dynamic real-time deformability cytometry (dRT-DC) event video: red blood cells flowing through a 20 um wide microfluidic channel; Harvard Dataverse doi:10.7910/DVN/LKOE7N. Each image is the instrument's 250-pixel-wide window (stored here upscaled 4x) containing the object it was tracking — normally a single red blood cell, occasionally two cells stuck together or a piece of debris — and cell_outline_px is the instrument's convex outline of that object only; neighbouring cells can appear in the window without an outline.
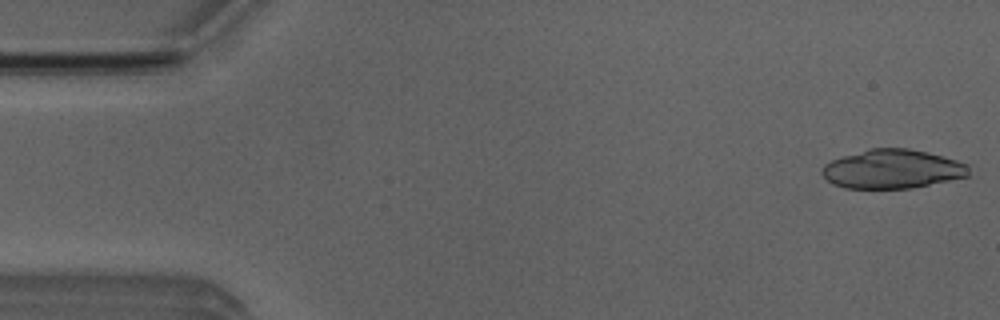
{"species": "Egyptian fruit bat (a non-hibernating species)", "species_latin": "Rousettus aegyptiacus", "temperature_condition": "room temperature", "stored_images_in_passage": 51, "camera_frame_rate_fps": 3000, "um_per_image_px": 0.085, "animal": {"sex": "male"}, "frame": {"image": 1, "passage_image": 1, "time_ms": 0.0, "image_size_px": [1000, 320], "cell_outline_px": [[968, 176], [912, 188], [844, 188], [832, 184], [820, 172], [824, 164], [832, 160], [868, 148], [908, 148], [928, 152], [956, 160], [968, 164]], "centroid_in_image_um": [75.83, 14.36], "position_along_channel_um": 9.2, "area_um2": 33.23}}